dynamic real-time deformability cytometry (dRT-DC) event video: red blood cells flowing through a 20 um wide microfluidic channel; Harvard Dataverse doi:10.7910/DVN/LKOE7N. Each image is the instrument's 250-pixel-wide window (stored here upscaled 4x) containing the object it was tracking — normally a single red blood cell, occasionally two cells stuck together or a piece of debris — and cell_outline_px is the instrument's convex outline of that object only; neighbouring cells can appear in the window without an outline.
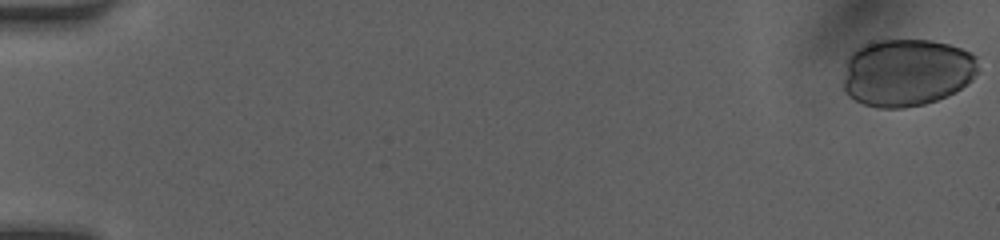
{"species": "human", "species_latin": "Homo sapiens", "temperature_condition": "room temperature", "stored_images_in_passage": 45, "camera_frame_rate_fps": 3000, "um_per_image_px": 0.085, "donor": {"sex": "female"}, "frame": {"image": 1, "passage_image": 1, "time_ms": 0.0, "image_size_px": [1000, 240], "cell_outline_px": [[976, 72], [972, 80], [968, 84], [956, 92], [948, 96], [924, 104], [904, 108], [876, 108], [864, 104], [848, 96], [844, 92], [844, 76], [848, 56], [856, 48], [880, 40], [932, 40], [948, 44], [972, 52], [976, 56]], "centroid_in_image_um": [77.08, 6.17], "position_along_channel_um": 7.9, "area_um2": 53.29}}
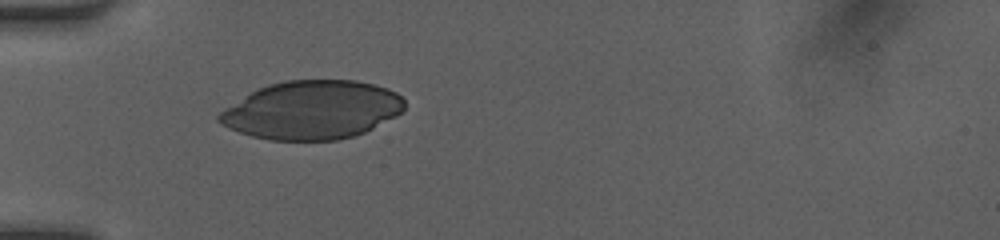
{"frame": {"image": 2, "passage_image": 17, "time_ms": 5.333, "image_size_px": [1000, 240], "cell_outline_px": [[404, 108], [396, 116], [364, 132], [352, 136], [336, 140], [268, 140], [252, 136], [228, 128], [220, 124], [216, 120], [216, 116], [224, 108], [256, 88], [268, 84], [284, 80], [356, 80], [376, 84], [388, 88], [396, 92], [404, 100]], "centroid_in_image_um": [26.48, 9.34], "position_along_channel_um": 58.5, "area_um2": 63.41}}